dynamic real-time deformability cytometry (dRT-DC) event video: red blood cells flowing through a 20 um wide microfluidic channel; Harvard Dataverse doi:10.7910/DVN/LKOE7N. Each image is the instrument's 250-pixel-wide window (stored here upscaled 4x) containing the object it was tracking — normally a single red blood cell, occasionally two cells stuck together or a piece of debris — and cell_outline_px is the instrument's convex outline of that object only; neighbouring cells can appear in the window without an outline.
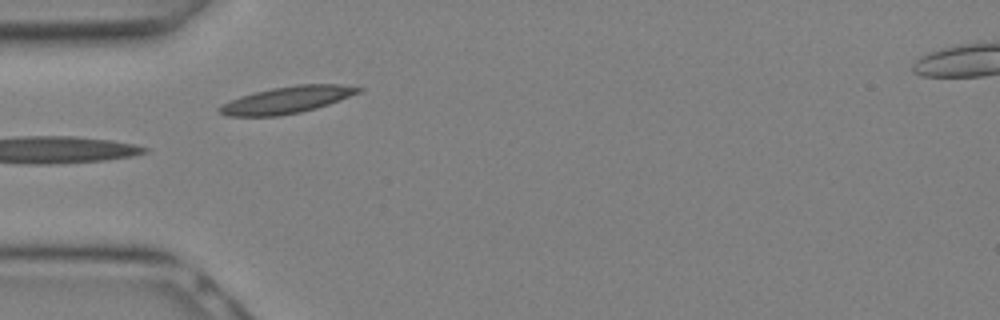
{"species": "Egyptian fruit bat (a non-hibernating species)", "species_latin": "Rousettus aegyptiacus", "temperature_condition": "warm", "stored_images_in_passage": 9, "camera_frame_rate_fps": 3000, "um_per_image_px": 0.085, "animal": {"sex": "female"}, "frame": {"image": 1, "passage_image": 4, "time_ms": 1.0, "image_size_px": [1000, 320], "cell_outline_px": [[364, 88], [360, 92], [328, 104], [316, 108], [300, 112], [280, 116], [228, 116], [220, 112], [216, 108], [220, 104], [240, 96], [252, 92], [272, 88], [296, 84], [340, 84]], "centroid_in_image_um": [24.35, 8.48], "position_along_channel_um": 60.7, "area_um2": 21.79}}
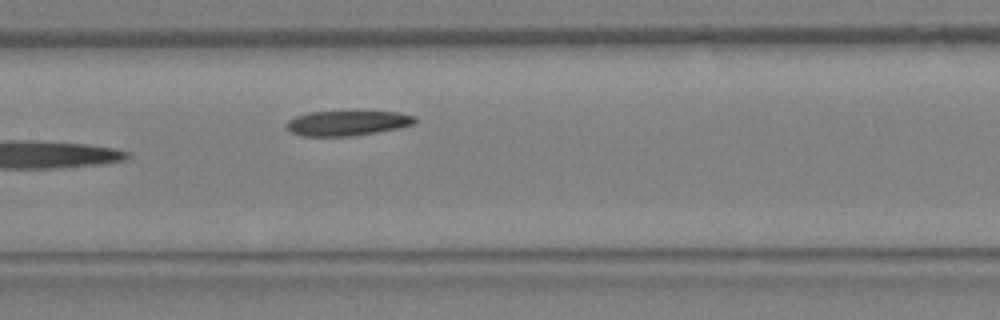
{"frame": {"image": 2, "passage_image": 9, "time_ms": 2.667, "image_size_px": [1000, 320], "cell_outline_px": [[416, 124], [376, 132], [352, 136], [304, 136], [292, 132], [284, 124], [288, 120], [296, 116], [308, 112], [400, 112], [416, 116]], "centroid_in_image_um": [29.53, 10.46], "position_along_channel_um": 177.9, "area_um2": 18.55}}